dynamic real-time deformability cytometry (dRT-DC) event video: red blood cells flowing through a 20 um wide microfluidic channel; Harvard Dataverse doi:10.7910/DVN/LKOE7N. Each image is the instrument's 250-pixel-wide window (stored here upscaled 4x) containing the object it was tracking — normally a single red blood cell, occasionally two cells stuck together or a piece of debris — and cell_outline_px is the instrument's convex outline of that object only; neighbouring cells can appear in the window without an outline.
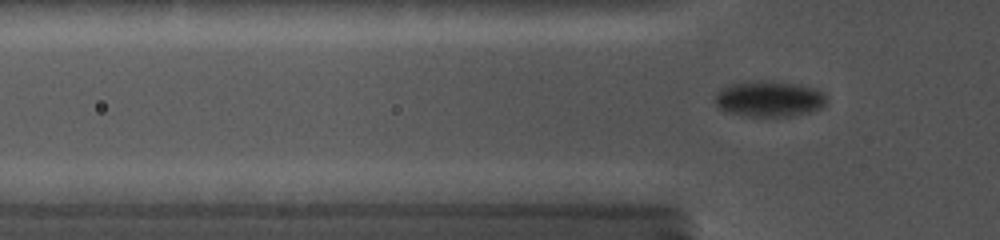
{"species": "common noctule bat (a hibernating species)", "species_latin": "Nyctalus noctula", "temperature_condition": "cold", "stored_images_in_passage": 82, "camera_frame_rate_fps": 5000, "um_per_image_px": 0.085, "animal": {"sex": "female", "body_mass_g": 19.0, "forearm_length_mm": 56.7}, "frame": {"image": 1, "passage_image": 33, "time_ms": 5.2, "image_size_px": [1000, 240], "cell_outline_px": [[824, 104], [820, 108], [808, 112], [792, 116], [744, 116], [724, 112], [716, 104], [716, 96], [724, 88], [732, 84], [792, 84], [808, 88], [820, 92], [824, 96]], "centroid_in_image_um": [65.34, 8.49], "position_along_channel_um": 60.5, "area_um2": 21.56}}
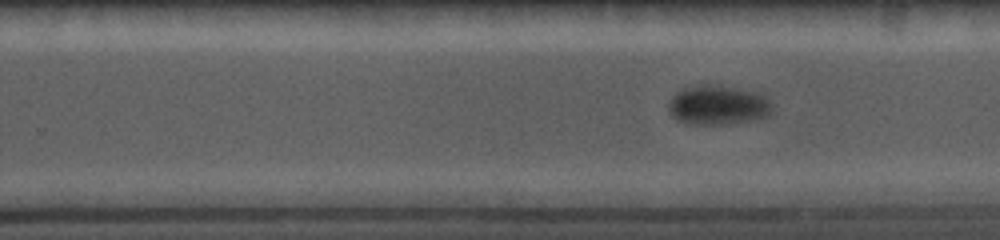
{"frame": {"image": 2, "passage_image": 68, "time_ms": 10.8, "image_size_px": [1000, 240], "cell_outline_px": [[772, 112], [768, 116], [760, 120], [732, 124], [688, 124], [676, 120], [668, 112], [672, 100], [680, 92], [688, 88], [724, 88], [752, 92], [760, 96], [768, 104]], "centroid_in_image_um": [61.03, 9.06], "position_along_channel_um": 268.8, "area_um2": 22.25}}
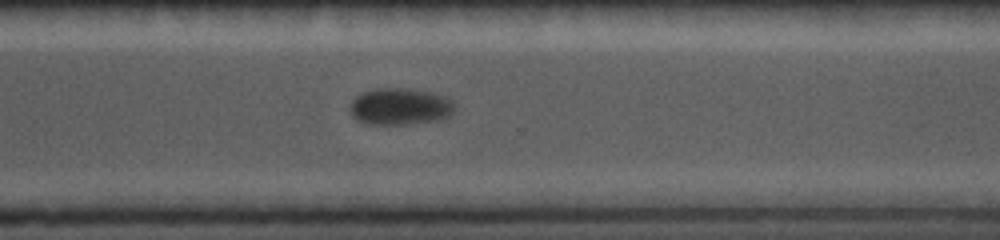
{"frame": {"image": 3, "passage_image": 79, "time_ms": 12.6, "image_size_px": [1000, 240], "cell_outline_px": [[456, 108], [448, 116], [440, 120], [408, 124], [364, 124], [356, 120], [352, 116], [348, 108], [352, 100], [356, 96], [364, 92], [380, 88], [400, 88], [432, 92], [444, 96], [452, 100]], "centroid_in_image_um": [33.98, 9.07], "position_along_channel_um": 336.6, "area_um2": 22.6}}